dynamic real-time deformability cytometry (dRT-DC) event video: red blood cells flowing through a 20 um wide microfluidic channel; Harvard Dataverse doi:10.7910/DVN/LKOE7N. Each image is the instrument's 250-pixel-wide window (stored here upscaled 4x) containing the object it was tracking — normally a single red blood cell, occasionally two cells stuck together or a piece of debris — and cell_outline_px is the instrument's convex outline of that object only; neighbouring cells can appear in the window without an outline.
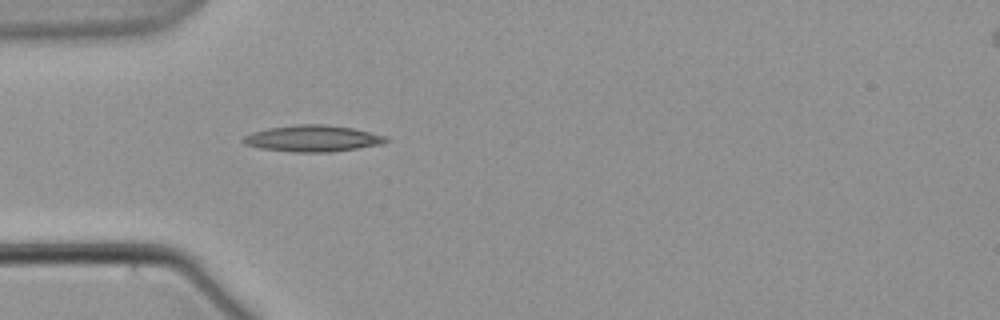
{"species": "common noctule bat (a hibernating species)", "species_latin": "Nyctalus noctula", "temperature_condition": "warm", "stored_images_in_passage": 5, "camera_frame_rate_fps": 3000, "um_per_image_px": 0.085, "animal": {"sex": "male", "body_mass_g": 21.5, "forearm_length_mm": 52.0}, "frame": {"image": 1, "passage_image": 5, "time_ms": 5.667, "image_size_px": [1000, 320], "cell_outline_px": [[388, 140], [384, 144], [328, 152], [292, 152], [260, 148], [244, 144], [240, 140], [244, 136], [252, 132], [268, 128], [296, 124], [324, 124], [352, 128], [384, 136]], "centroid_in_image_um": [26.52, 11.77], "position_along_channel_um": 58.5, "area_um2": 21.85}}